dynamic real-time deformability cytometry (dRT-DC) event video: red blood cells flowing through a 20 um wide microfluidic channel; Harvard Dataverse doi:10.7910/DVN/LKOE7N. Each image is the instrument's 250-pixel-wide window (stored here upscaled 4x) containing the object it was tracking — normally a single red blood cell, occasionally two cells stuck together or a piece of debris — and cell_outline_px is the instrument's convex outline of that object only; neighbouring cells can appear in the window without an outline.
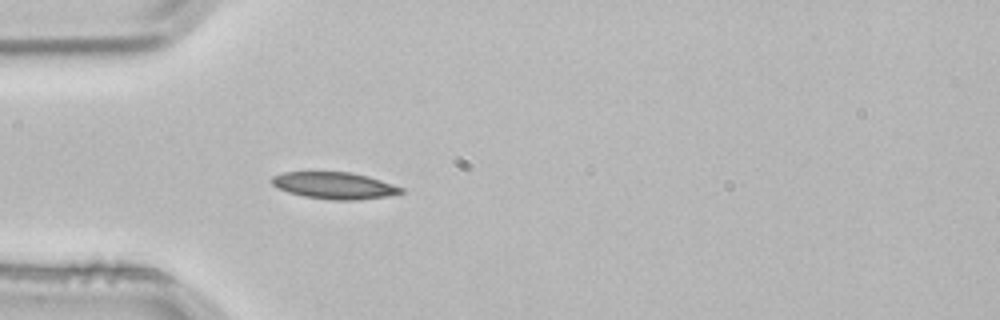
{"species": "common noctule bat (a hibernating species)", "species_latin": "Nyctalus noctula", "temperature_condition": "room temperature", "stored_images_in_passage": 2, "camera_frame_rate_fps": 3000, "um_per_image_px": 0.085, "animal": {"sex": "male", "body_mass_g": 21.5, "forearm_length_mm": 52.0}, "frame": {"image": 1, "passage_image": 2, "time_ms": 0.333, "image_size_px": [1000, 320], "cell_outline_px": [[404, 192], [388, 196], [356, 200], [332, 200], [304, 196], [288, 192], [276, 188], [272, 184], [272, 176], [284, 172], [352, 172], [368, 176], [404, 188]], "centroid_in_image_um": [28.42, 15.77], "position_along_channel_um": 56.6, "area_um2": 20.17}}